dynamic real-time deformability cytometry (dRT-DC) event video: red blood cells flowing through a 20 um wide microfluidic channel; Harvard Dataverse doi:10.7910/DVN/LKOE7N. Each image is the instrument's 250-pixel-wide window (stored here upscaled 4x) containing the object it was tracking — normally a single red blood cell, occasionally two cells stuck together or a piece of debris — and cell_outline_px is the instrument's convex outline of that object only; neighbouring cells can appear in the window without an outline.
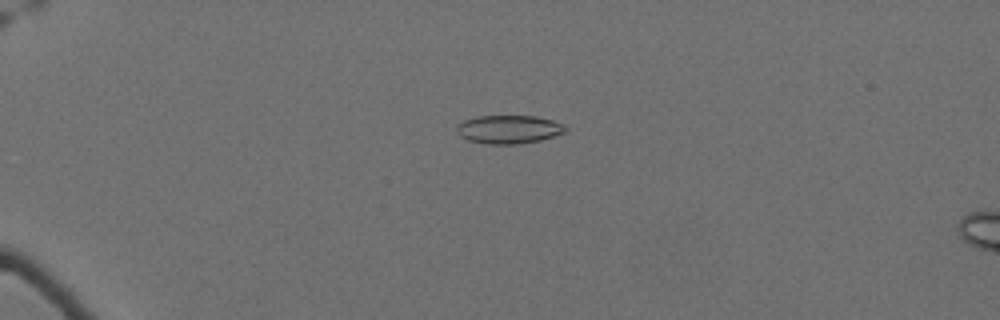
{"species": "Egyptian fruit bat (a non-hibernating species)", "species_latin": "Rousettus aegyptiacus", "temperature_condition": "cold", "stored_images_in_passage": 63, "camera_frame_rate_fps": 3000, "um_per_image_px": 0.085, "animal": {"sex": "female"}, "frame": {"image": 1, "passage_image": 18, "time_ms": 5.667, "image_size_px": [1000, 320], "cell_outline_px": [[568, 128], [564, 132], [540, 140], [520, 144], [488, 144], [468, 140], [460, 136], [456, 128], [464, 120], [476, 116], [536, 116], [552, 120], [564, 124]], "centroid_in_image_um": [43.25, 10.99], "position_along_channel_um": 41.7, "area_um2": 17.92}}
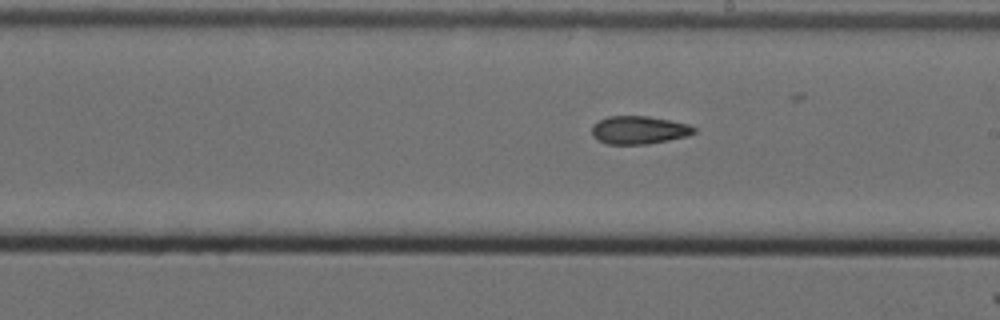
{"frame": {"image": 2, "passage_image": 39, "time_ms": 12.667, "image_size_px": [1000, 320], "cell_outline_px": [[696, 132], [688, 136], [648, 144], [608, 144], [596, 140], [592, 136], [592, 128], [600, 120], [608, 116], [648, 116], [688, 124], [696, 128]], "centroid_in_image_um": [54.32, 11.06], "position_along_channel_um": 234.7, "area_um2": 16.65}}
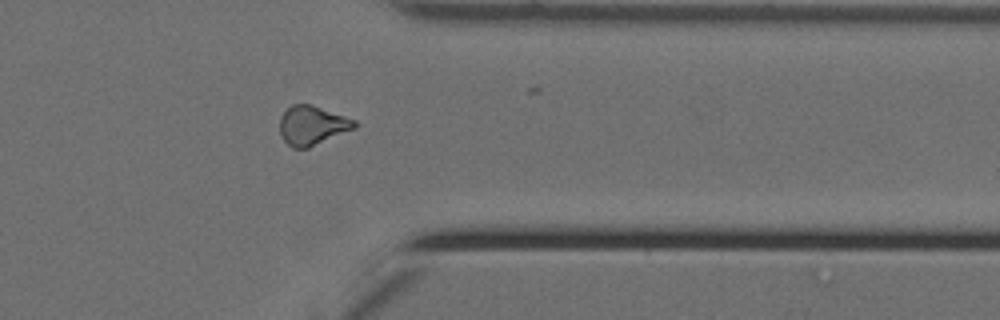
{"frame": {"image": 3, "passage_image": 52, "time_ms": 17.0, "image_size_px": [1000, 320], "cell_outline_px": [[356, 128], [308, 148], [292, 148], [284, 140], [280, 132], [280, 116], [292, 104], [308, 104], [356, 120]], "centroid_in_image_um": [26.53, 10.67], "position_along_channel_um": 384.9, "area_um2": 16.82}, "authors_computed_cell_mechanics": {"area_um2": 17.2822, "velocity_mm_per_s": 3.51, "shape_relaxation_time_tau1_ms": null, "shape_relaxation_time_tau2_ms": 4.3114, "deformation_change_tau1": null, "deformation_change_tau2": 0.1161}}